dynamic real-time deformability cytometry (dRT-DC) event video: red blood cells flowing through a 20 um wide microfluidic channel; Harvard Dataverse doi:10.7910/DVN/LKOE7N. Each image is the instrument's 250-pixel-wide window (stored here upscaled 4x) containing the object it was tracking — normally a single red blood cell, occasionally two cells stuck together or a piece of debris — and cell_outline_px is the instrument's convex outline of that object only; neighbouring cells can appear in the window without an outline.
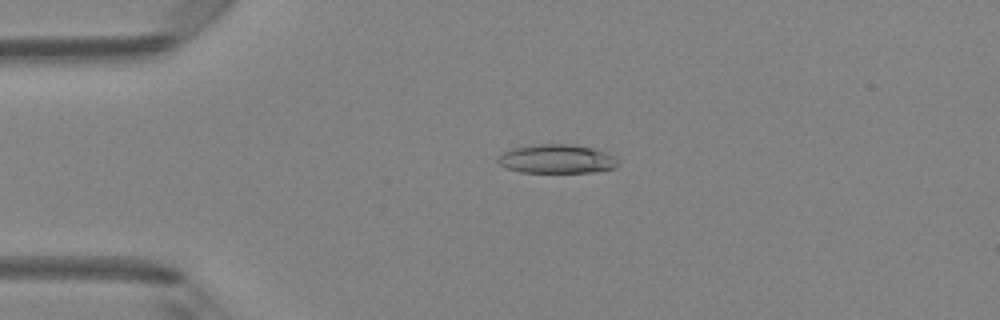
{"species": "Egyptian fruit bat (a non-hibernating species)", "species_latin": "Rousettus aegyptiacus", "temperature_condition": "room temperature", "stored_images_in_passage": 47, "camera_frame_rate_fps": 3000, "um_per_image_px": 0.085, "animal": {"sex": "female"}, "frame": {"image": 1, "passage_image": 11, "time_ms": 3.333, "image_size_px": [1000, 320], "cell_outline_px": [[620, 164], [616, 168], [592, 172], [520, 172], [504, 168], [496, 160], [504, 152], [512, 148], [536, 144], [572, 144], [592, 148], [604, 152], [620, 160]], "centroid_in_image_um": [47.33, 13.51], "position_along_channel_um": 37.7, "area_um2": 20.29}}
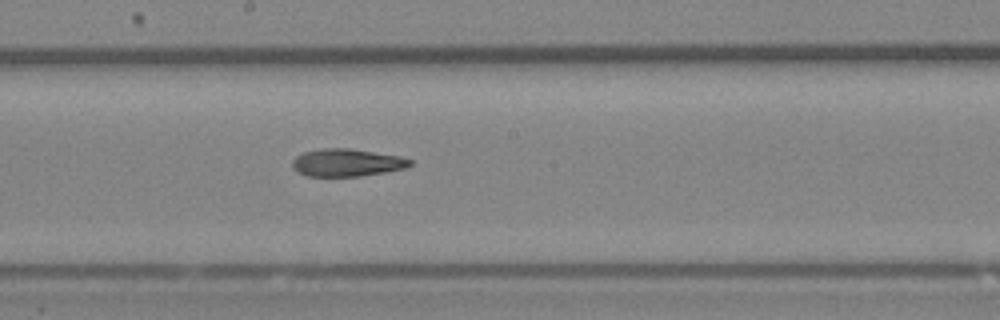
{"frame": {"image": 2, "passage_image": 26, "time_ms": 8.333, "image_size_px": [1000, 320], "cell_outline_px": [[412, 164], [408, 168], [360, 176], [308, 176], [296, 172], [292, 168], [292, 160], [296, 156], [304, 152], [320, 148], [348, 148], [400, 156], [412, 160]], "centroid_in_image_um": [29.47, 13.82], "position_along_channel_um": 218.7, "area_um2": 19.02}}
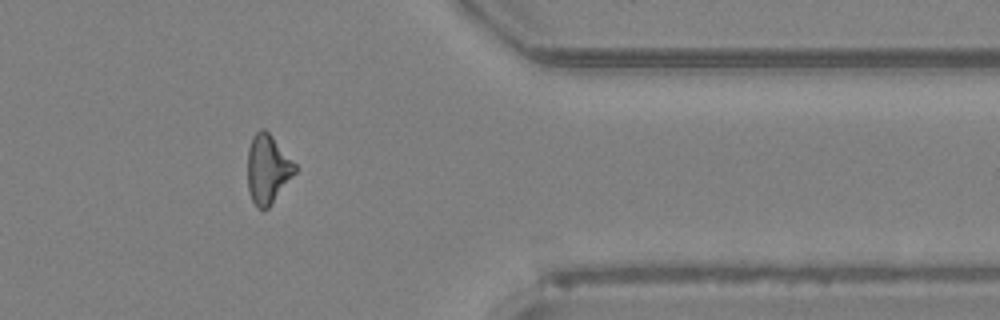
{"frame": {"image": 3, "passage_image": 39, "time_ms": 12.667, "image_size_px": [1000, 320], "cell_outline_px": [[296, 172], [268, 208], [264, 212], [256, 208], [248, 192], [248, 148], [252, 136], [260, 128], [264, 128], [272, 136], [296, 164]], "centroid_in_image_um": [22.73, 14.39], "position_along_channel_um": 388.7, "area_um2": 19.13}, "authors_computed_cell_mechanics": {"area_um2": 19.4208, "velocity_mm_per_s": 4.3054, "shape_relaxation_time_tau1_ms": null, "shape_relaxation_time_tau2_ms": 7.6863, "deformation_change_tau1": null, "deformation_change_tau2": 0.2354}}